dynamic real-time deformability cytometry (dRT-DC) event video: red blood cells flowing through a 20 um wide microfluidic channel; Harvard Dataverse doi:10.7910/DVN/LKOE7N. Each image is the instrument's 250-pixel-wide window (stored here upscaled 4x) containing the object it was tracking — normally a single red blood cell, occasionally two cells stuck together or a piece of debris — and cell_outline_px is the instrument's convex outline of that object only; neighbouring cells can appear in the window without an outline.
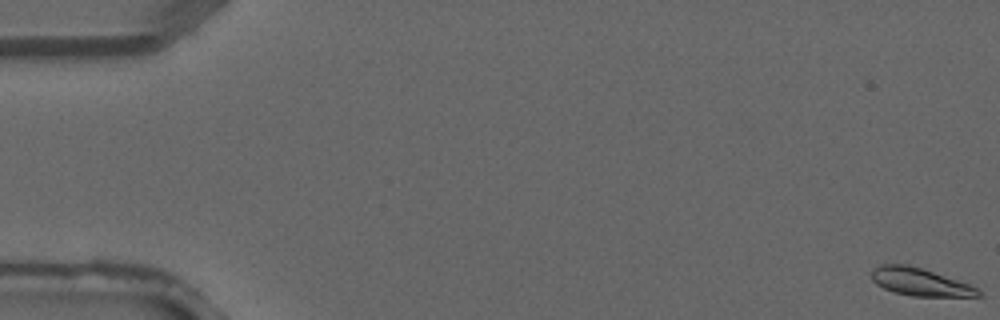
{"species": "common noctule bat (a hibernating species)", "species_latin": "Nyctalus noctula", "temperature_condition": "warm", "stored_images_in_passage": 3, "camera_frame_rate_fps": 3000, "um_per_image_px": 0.085, "animal": {"sex": "male", "forearm_length_mm": 52.5}, "frame": {"image": 1, "passage_image": 1, "time_ms": 0.0, "image_size_px": [1000, 320], "cell_outline_px": [[984, 296], [912, 296], [896, 292], [884, 288], [876, 284], [872, 280], [872, 268], [880, 264], [908, 264], [972, 284]], "centroid_in_image_um": [78.2, 23.95], "position_along_channel_um": 6.8, "area_um2": 17.17}}
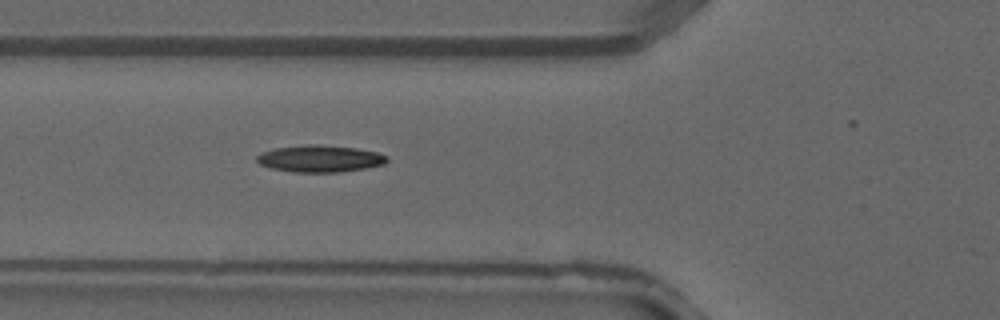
{"frame": {"image": 2, "passage_image": 3, "time_ms": 0.667, "image_size_px": [1000, 320], "cell_outline_px": [[388, 160], [384, 164], [364, 168], [340, 172], [292, 172], [272, 168], [260, 164], [256, 160], [256, 156], [264, 152], [276, 148], [304, 144], [320, 144], [356, 148], [376, 152], [388, 156]], "centroid_in_image_um": [27.2, 13.48], "position_along_channel_um": 98.6, "area_um2": 20.35}}